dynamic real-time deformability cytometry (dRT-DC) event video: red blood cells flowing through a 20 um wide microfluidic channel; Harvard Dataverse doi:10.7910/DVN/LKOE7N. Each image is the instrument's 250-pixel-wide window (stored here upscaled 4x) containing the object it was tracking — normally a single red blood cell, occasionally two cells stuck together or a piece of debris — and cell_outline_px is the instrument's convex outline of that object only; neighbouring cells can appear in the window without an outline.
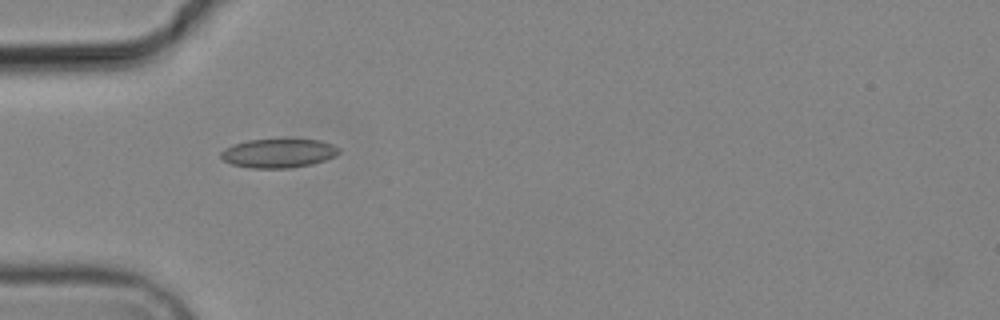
{"species": "common noctule bat (a hibernating species)", "species_latin": "Nyctalus noctula", "temperature_condition": "cold", "stored_images_in_passage": 6, "camera_frame_rate_fps": 3000, "um_per_image_px": 0.085, "animal": {"sex": "male", "body_mass_g": 19.2, "forearm_length_mm": 51.8}, "frame": {"image": 1, "passage_image": 3, "time_ms": 2.333, "image_size_px": [1000, 320], "cell_outline_px": [[340, 152], [336, 156], [312, 164], [288, 168], [248, 168], [232, 164], [224, 160], [220, 156], [220, 152], [224, 148], [232, 144], [248, 140], [288, 136], [320, 140], [332, 144], [340, 148]], "centroid_in_image_um": [23.69, 12.97], "position_along_channel_um": 61.3, "area_um2": 20.92}}
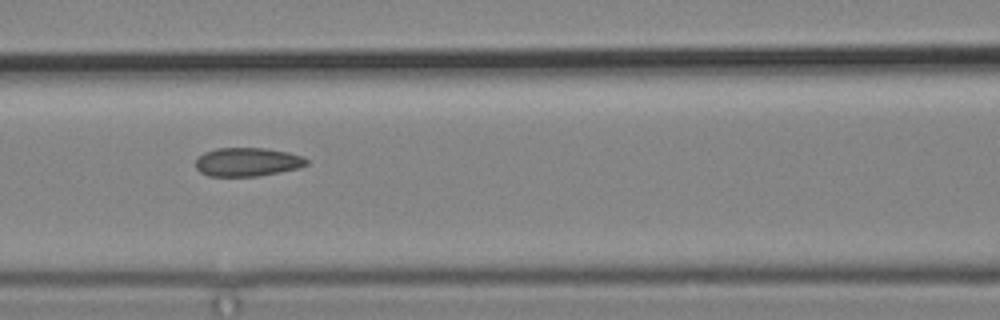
{"frame": {"image": 2, "passage_image": 5, "time_ms": 4.667, "image_size_px": [1000, 320], "cell_outline_px": [[308, 164], [300, 168], [256, 176], [208, 176], [200, 172], [196, 168], [196, 160], [204, 152], [216, 148], [264, 148], [288, 152], [304, 156], [308, 160]], "centroid_in_image_um": [21.04, 13.76], "position_along_channel_um": 145.6, "area_um2": 18.55}}
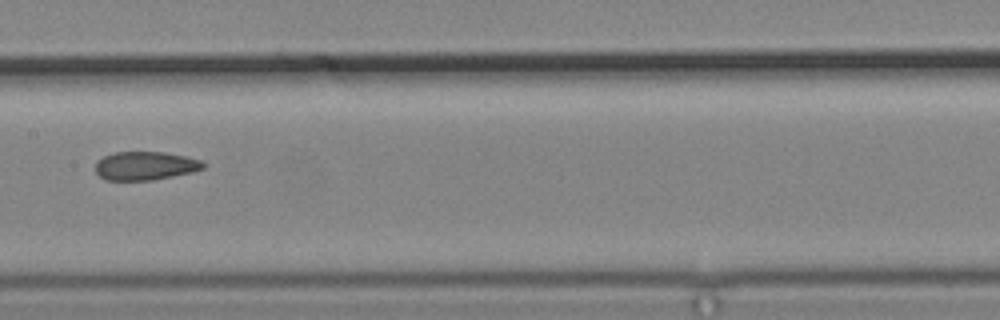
{"frame": {"image": 3, "passage_image": 6, "time_ms": 6.0, "image_size_px": [1000, 320], "cell_outline_px": [[208, 164], [204, 168], [192, 172], [152, 180], [104, 180], [96, 172], [96, 160], [104, 156], [116, 152], [164, 152], [184, 156], [200, 160]], "centroid_in_image_um": [12.35, 14.09], "position_along_channel_um": 195.1, "area_um2": 17.92}}